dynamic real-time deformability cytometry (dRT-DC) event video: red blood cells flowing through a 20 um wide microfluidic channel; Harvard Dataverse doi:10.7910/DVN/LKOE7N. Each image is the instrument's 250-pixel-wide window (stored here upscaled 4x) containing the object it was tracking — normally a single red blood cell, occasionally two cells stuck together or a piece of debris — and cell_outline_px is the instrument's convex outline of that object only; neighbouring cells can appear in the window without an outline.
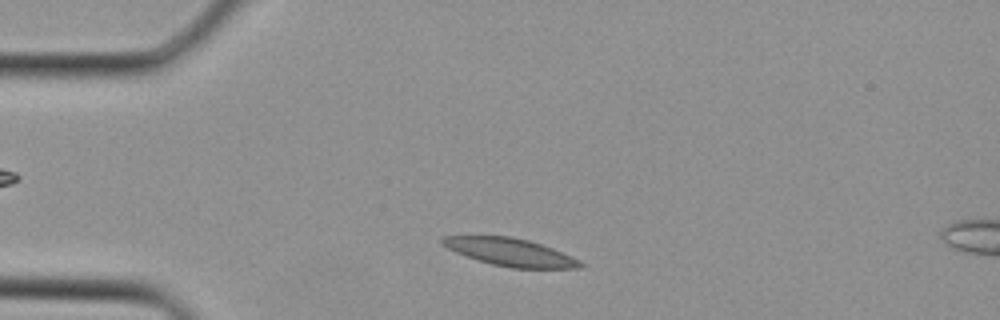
{"species": "Egyptian fruit bat (a non-hibernating species)", "species_latin": "Rousettus aegyptiacus", "temperature_condition": "cold", "stored_images_in_passage": 31, "camera_frame_rate_fps": 3000, "um_per_image_px": 0.085, "animal": {"sex": "female"}, "frame": {"image": 1, "passage_image": 3, "time_ms": 0.667, "image_size_px": [1000, 320], "cell_outline_px": [[584, 264], [580, 268], [512, 268], [492, 264], [456, 252], [440, 244], [440, 240], [444, 236], [512, 236], [528, 240], [552, 248], [572, 256], [580, 260]], "centroid_in_image_um": [43.39, 21.43], "position_along_channel_um": 41.6, "area_um2": 22.02}}
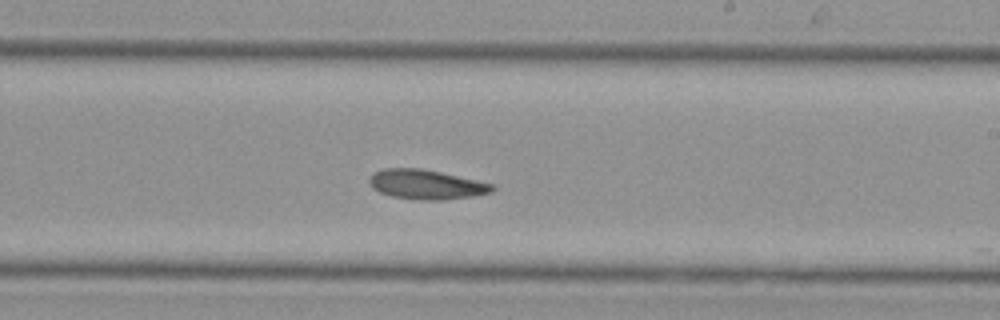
{"frame": {"image": 2, "passage_image": 16, "time_ms": 5.0, "image_size_px": [1000, 320], "cell_outline_px": [[496, 188], [492, 192], [472, 196], [444, 200], [420, 200], [392, 196], [380, 192], [372, 188], [368, 180], [376, 172], [384, 168], [420, 168], [440, 172], [476, 180], [492, 184]], "centroid_in_image_um": [36.23, 15.68], "position_along_channel_um": 252.8, "area_um2": 20.98}}
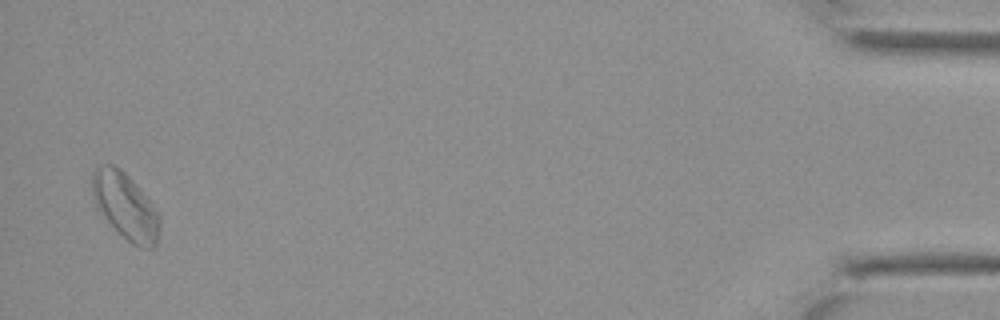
{"frame": {"image": 3, "passage_image": 30, "time_ms": 9.667, "image_size_px": [1000, 320], "cell_outline_px": [[160, 228], [156, 248], [140, 248], [132, 244], [104, 220], [96, 208], [92, 192], [92, 172], [96, 168], [104, 164], [112, 164], [120, 168], [140, 188], [156, 208], [160, 216]], "centroid_in_image_um": [10.66, 17.55], "position_along_channel_um": 424.5, "area_um2": 26.53}}